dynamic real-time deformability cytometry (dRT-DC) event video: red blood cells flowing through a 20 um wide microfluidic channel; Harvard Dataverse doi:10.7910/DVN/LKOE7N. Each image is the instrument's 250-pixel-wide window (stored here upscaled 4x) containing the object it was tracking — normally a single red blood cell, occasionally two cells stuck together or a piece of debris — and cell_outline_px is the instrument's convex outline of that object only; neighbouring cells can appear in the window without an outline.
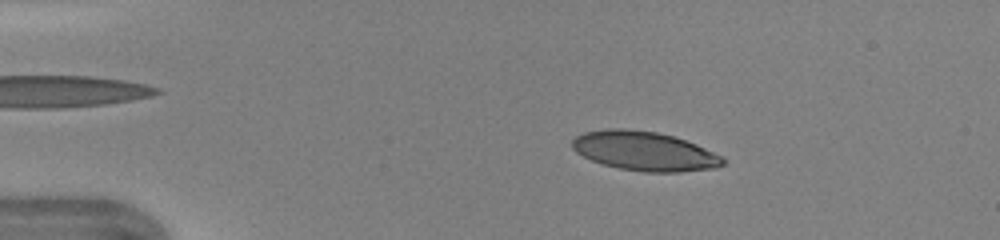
{"species": "human", "species_latin": "Homo sapiens", "temperature_condition": "warm", "stored_images_in_passage": 45, "camera_frame_rate_fps": 3000, "um_per_image_px": 0.085, "donor": {"sex": "female"}, "frame": {"image": 1, "passage_image": 8, "time_ms": 2.333, "image_size_px": [1000, 240], "cell_outline_px": [[724, 164], [716, 168], [680, 172], [644, 172], [620, 168], [604, 164], [592, 160], [576, 152], [572, 148], [572, 140], [576, 136], [584, 132], [608, 128], [624, 128], [656, 132], [672, 136], [696, 144], [724, 156]], "centroid_in_image_um": [54.79, 12.84], "position_along_channel_um": 30.2, "area_um2": 34.39}}
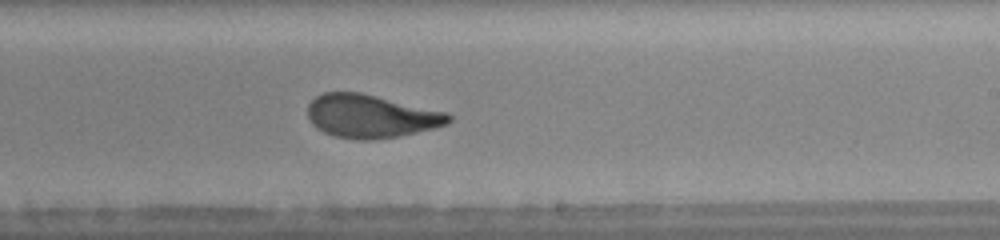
{"frame": {"image": 2, "passage_image": 28, "time_ms": 9.0, "image_size_px": [1000, 240], "cell_outline_px": [[452, 120], [448, 124], [436, 128], [400, 136], [372, 140], [356, 140], [336, 136], [324, 132], [316, 128], [312, 124], [308, 116], [308, 104], [316, 96], [324, 92], [360, 92], [448, 112], [452, 116]], "centroid_in_image_um": [31.55, 9.88], "position_along_channel_um": 257.4, "area_um2": 35.78}}
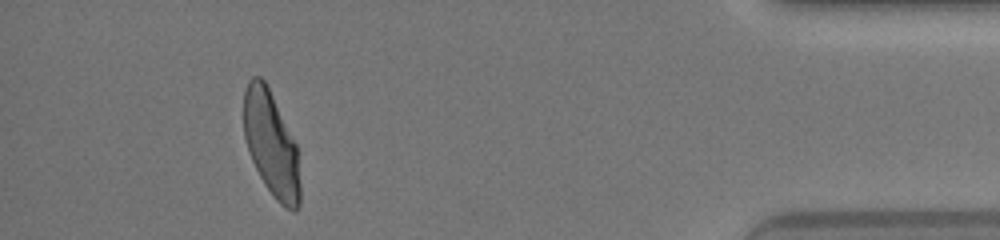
{"frame": {"image": 3, "passage_image": 42, "time_ms": 13.667, "image_size_px": [1000, 240], "cell_outline_px": [[300, 204], [296, 212], [292, 212], [284, 208], [276, 200], [264, 184], [252, 160], [244, 136], [244, 92], [248, 80], [252, 76], [260, 76], [264, 80], [296, 144], [300, 184]], "centroid_in_image_um": [23.06, 12.29], "position_along_channel_um": 412.1, "area_um2": 34.16}, "authors_computed_cell_mechanics": {"area_um2": 35.3158, "velocity_mm_per_s": 4.3843, "shape_relaxation_time_tau1_ms": 4.6857, "shape_relaxation_time_tau2_ms": 0.8958, "deformation_change_tau1": 0.2004, "deformation_change_tau2": 0.0792}}